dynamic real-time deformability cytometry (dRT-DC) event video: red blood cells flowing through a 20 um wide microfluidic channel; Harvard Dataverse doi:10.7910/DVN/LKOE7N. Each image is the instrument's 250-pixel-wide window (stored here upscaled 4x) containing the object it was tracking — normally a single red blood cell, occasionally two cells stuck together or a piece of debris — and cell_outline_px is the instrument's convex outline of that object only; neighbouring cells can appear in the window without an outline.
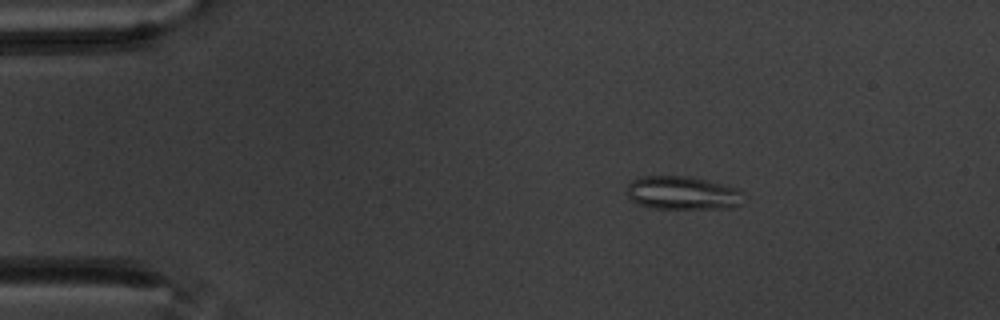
{"species": "common noctule bat (a hibernating species)", "species_latin": "Nyctalus noctula", "temperature_condition": "warm", "stored_images_in_passage": 58, "camera_frame_rate_fps": 3000, "um_per_image_px": 0.085, "animal": {"sex": "male", "body_mass_g": 20.1, "forearm_length_mm": 53.5}, "frame": {"image": 1, "passage_image": 10, "time_ms": 3.0, "image_size_px": [1000, 320], "cell_outline_px": [[744, 192], [740, 204], [732, 208], [652, 208], [640, 204], [632, 200], [628, 196], [628, 184], [632, 180], [644, 176], [688, 176], [736, 188]], "centroid_in_image_um": [58.02, 16.4], "position_along_channel_um": 27.0, "area_um2": 22.37}}
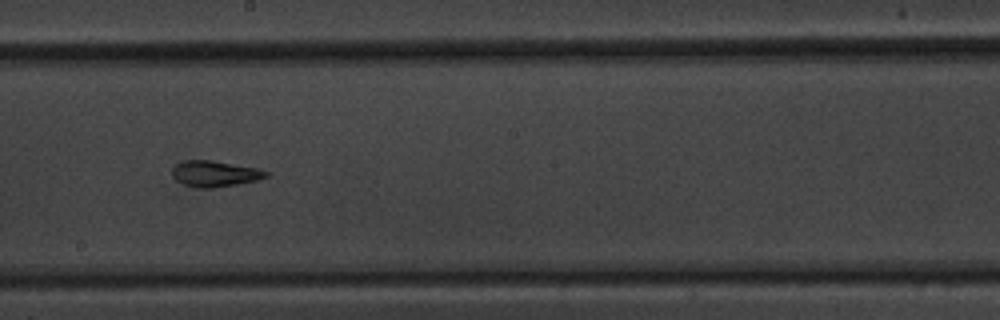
{"frame": {"image": 2, "passage_image": 33, "time_ms": 10.667, "image_size_px": [1000, 320], "cell_outline_px": [[268, 176], [256, 180], [236, 184], [212, 188], [200, 188], [184, 184], [176, 180], [172, 176], [172, 168], [176, 164], [184, 160], [212, 160], [256, 168], [268, 172]], "centroid_in_image_um": [18.22, 14.76], "position_along_channel_um": 230.0, "area_um2": 14.05}}
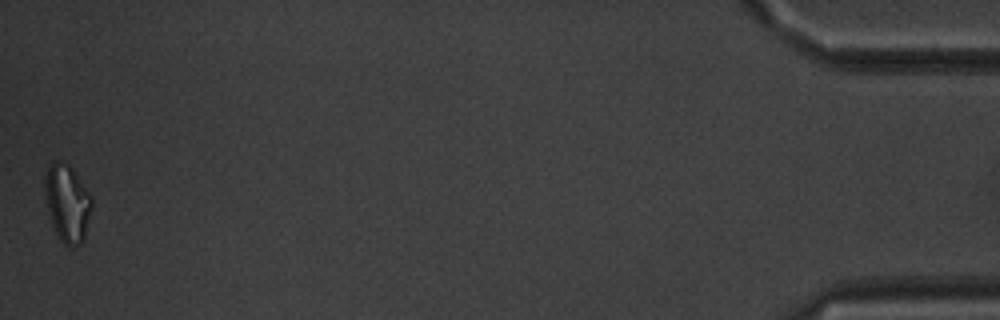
{"frame": {"image": 3, "passage_image": 58, "time_ms": 19.0, "image_size_px": [1000, 320], "cell_outline_px": [[92, 208], [84, 240], [76, 248], [68, 248], [56, 236], [52, 224], [48, 208], [44, 188], [44, 176], [52, 160], [60, 160], [68, 164], [92, 196]], "centroid_in_image_um": [5.72, 17.3], "position_along_channel_um": 429.5, "area_um2": 21.44}, "authors_computed_cell_mechanics": {"area_um2": 17.0799, "velocity_mm_per_s": 3.4802, "shape_relaxation_time_tau1_ms": null, "shape_relaxation_time_tau2_ms": 8.0551, "deformation_change_tau1": null, "deformation_change_tau2": 0.1393}}